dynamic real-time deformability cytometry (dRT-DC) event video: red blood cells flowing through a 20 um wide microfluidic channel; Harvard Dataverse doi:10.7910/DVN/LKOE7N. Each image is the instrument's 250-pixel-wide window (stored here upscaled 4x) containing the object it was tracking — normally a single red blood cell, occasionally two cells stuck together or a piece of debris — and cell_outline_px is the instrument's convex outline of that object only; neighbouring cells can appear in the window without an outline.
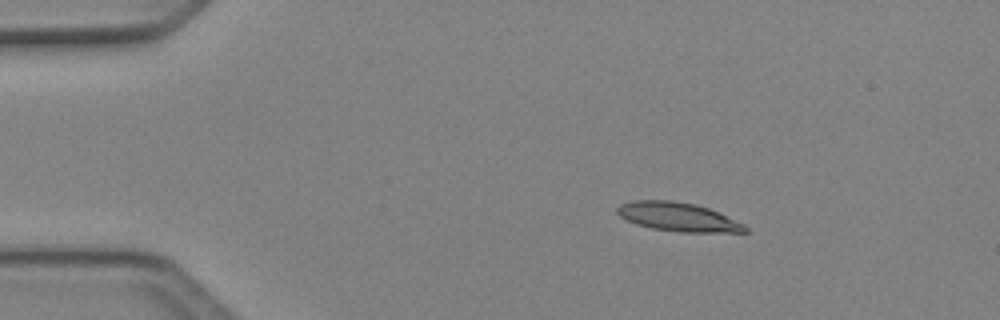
{"species": "Egyptian fruit bat (a non-hibernating species)", "species_latin": "Rousettus aegyptiacus", "temperature_condition": "cold", "stored_images_in_passage": 5, "camera_frame_rate_fps": 3000, "um_per_image_px": 0.085, "animal": {"sex": "female"}, "frame": {"image": 1, "passage_image": 2, "time_ms": 0.333, "image_size_px": [1000, 320], "cell_outline_px": [[748, 232], [680, 232], [652, 228], [636, 224], [620, 216], [616, 212], [616, 208], [620, 204], [632, 200], [672, 200], [696, 204], [708, 208], [744, 224], [748, 228]], "centroid_in_image_um": [57.61, 18.43], "position_along_channel_um": 27.4, "area_um2": 21.39}}
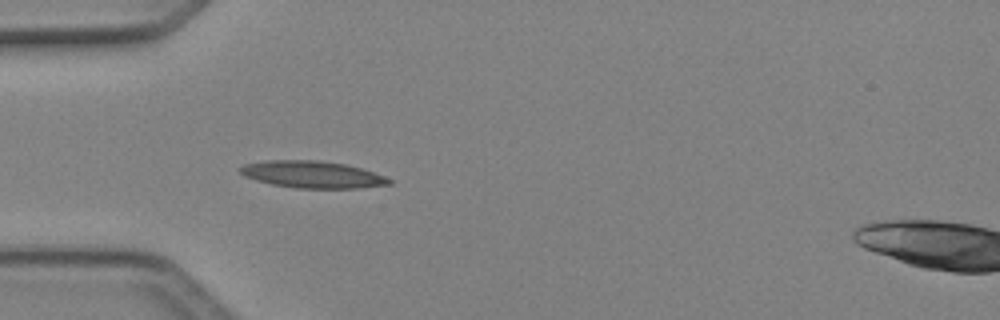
{"frame": {"image": 2, "passage_image": 4, "time_ms": 1.0, "image_size_px": [1000, 320], "cell_outline_px": [[392, 184], [360, 188], [296, 188], [272, 184], [256, 180], [244, 176], [236, 168], [244, 164], [264, 160], [320, 160], [348, 164], [384, 176], [392, 180]], "centroid_in_image_um": [26.52, 14.82], "position_along_channel_um": 58.5, "area_um2": 23.58}}